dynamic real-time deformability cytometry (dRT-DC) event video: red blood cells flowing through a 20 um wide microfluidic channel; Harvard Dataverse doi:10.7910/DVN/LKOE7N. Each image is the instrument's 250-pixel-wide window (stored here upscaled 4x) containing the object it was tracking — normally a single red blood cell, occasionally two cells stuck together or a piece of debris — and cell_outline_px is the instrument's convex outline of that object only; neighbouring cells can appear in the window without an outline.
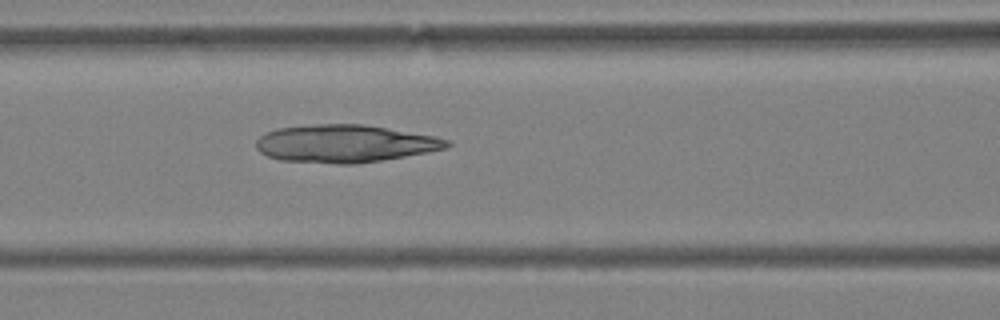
{"species": "Egyptian fruit bat (a non-hibernating species)", "species_latin": "Rousettus aegyptiacus", "temperature_condition": "warm", "stored_images_in_passage": 59, "camera_frame_rate_fps": 3000, "um_per_image_px": 0.085, "animal": {"sex": "female"}, "frame": {"image": 1, "passage_image": 25, "time_ms": 8.0, "image_size_px": [1000, 320], "cell_outline_px": [[452, 144], [448, 148], [404, 156], [356, 164], [336, 164], [280, 160], [268, 156], [260, 152], [256, 148], [256, 140], [260, 136], [276, 128], [316, 124], [364, 124], [436, 136], [452, 140]], "centroid_in_image_um": [29.33, 12.2], "position_along_channel_um": 137.3, "area_um2": 41.96}}
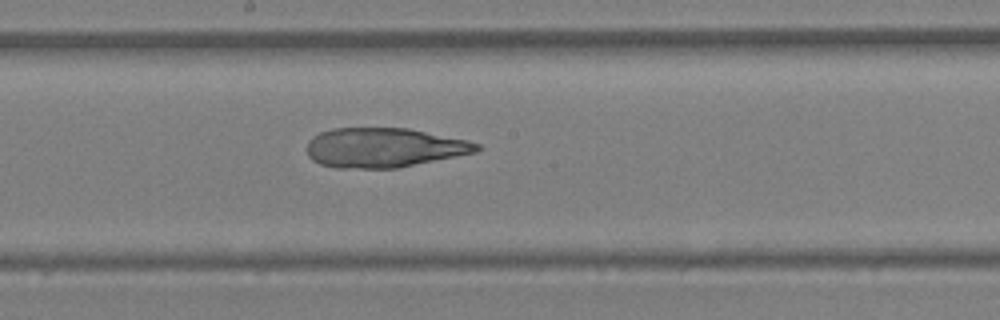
{"frame": {"image": 2, "passage_image": 32, "time_ms": 10.333, "image_size_px": [1000, 320], "cell_outline_px": [[480, 148], [476, 152], [396, 168], [336, 168], [320, 164], [312, 160], [308, 156], [308, 140], [320, 132], [332, 128], [408, 128], [468, 140], [480, 144]], "centroid_in_image_um": [32.61, 12.54], "position_along_channel_um": 215.6, "area_um2": 39.02}}
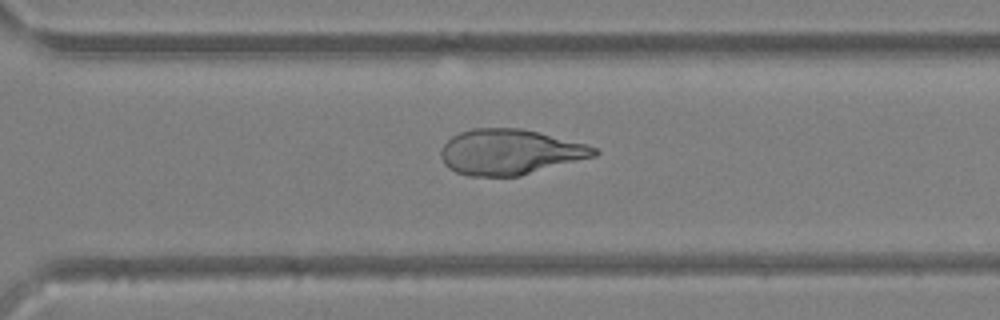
{"frame": {"image": 3, "passage_image": 42, "time_ms": 13.667, "image_size_px": [1000, 320], "cell_outline_px": [[600, 152], [596, 156], [516, 176], [468, 176], [456, 172], [448, 168], [444, 164], [440, 156], [440, 152], [444, 144], [452, 136], [460, 132], [472, 128], [520, 128], [584, 144], [596, 148]], "centroid_in_image_um": [43.28, 12.92], "position_along_channel_um": 327.3, "area_um2": 40.11}}